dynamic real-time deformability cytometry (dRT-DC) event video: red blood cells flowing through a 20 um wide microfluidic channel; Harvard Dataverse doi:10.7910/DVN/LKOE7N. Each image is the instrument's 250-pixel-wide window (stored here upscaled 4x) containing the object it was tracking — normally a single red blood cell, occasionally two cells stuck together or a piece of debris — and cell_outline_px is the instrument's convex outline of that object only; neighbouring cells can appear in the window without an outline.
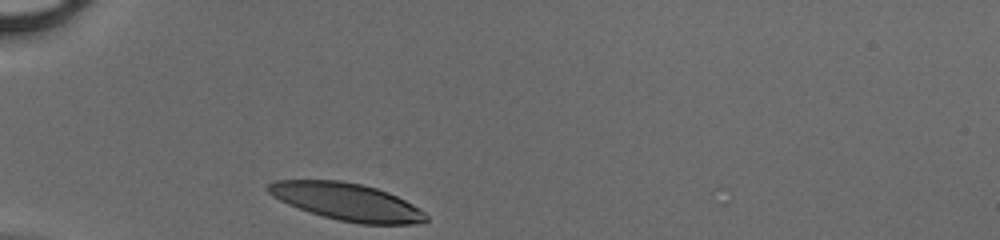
{"species": "human", "species_latin": "Homo sapiens", "temperature_condition": "cold", "stored_images_in_passage": 27, "camera_frame_rate_fps": 3000, "um_per_image_px": 0.085, "donor": {"sex": "male"}, "frame": {"image": 1, "passage_image": 1, "time_ms": 0.0, "image_size_px": [1000, 240], "cell_outline_px": [[428, 220], [416, 224], [360, 224], [340, 220], [324, 216], [288, 204], [272, 196], [264, 188], [268, 184], [276, 180], [340, 180], [360, 184], [376, 188], [388, 192], [412, 204], [424, 212], [428, 216]], "centroid_in_image_um": [29.48, 17.14], "position_along_channel_um": 55.5, "area_um2": 34.04}}
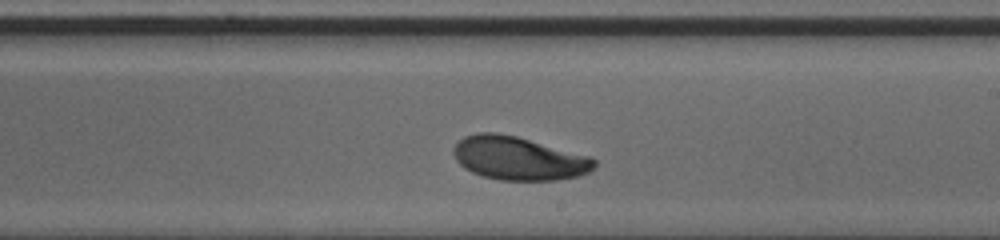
{"frame": {"image": 2, "passage_image": 16, "time_ms": 5.0, "image_size_px": [1000, 240], "cell_outline_px": [[596, 168], [580, 176], [556, 180], [500, 180], [484, 176], [472, 172], [464, 168], [456, 160], [452, 152], [452, 148], [464, 136], [476, 132], [496, 132], [516, 136], [592, 156], [596, 160]], "centroid_in_image_um": [44.1, 13.45], "position_along_channel_um": 244.9, "area_um2": 35.95}}
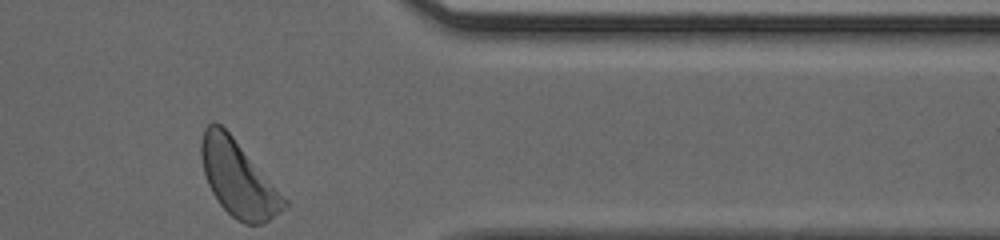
{"frame": {"image": 3, "passage_image": 27, "time_ms": 8.667, "image_size_px": [1000, 240], "cell_outline_px": [[288, 204], [280, 212], [268, 220], [260, 224], [244, 224], [236, 220], [220, 204], [212, 192], [208, 184], [204, 172], [200, 156], [200, 140], [204, 128], [212, 120], [220, 124], [232, 136], [288, 200]], "centroid_in_image_um": [20.22, 15.17], "position_along_channel_um": 391.2, "area_um2": 36.24}}